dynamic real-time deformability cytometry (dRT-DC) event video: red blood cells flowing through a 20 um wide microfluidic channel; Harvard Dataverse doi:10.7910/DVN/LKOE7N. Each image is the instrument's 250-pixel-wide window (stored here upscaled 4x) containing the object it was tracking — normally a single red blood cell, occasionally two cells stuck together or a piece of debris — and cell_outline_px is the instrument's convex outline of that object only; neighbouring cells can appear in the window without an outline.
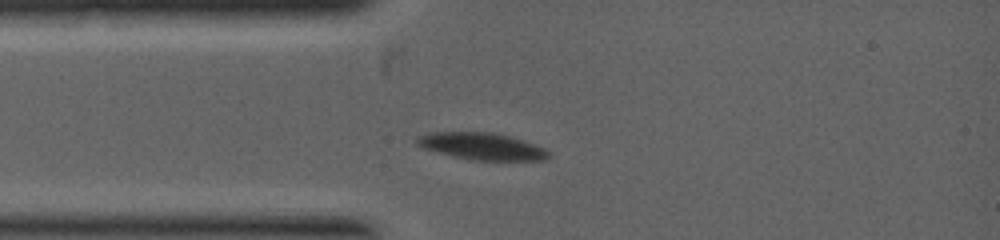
{"species": "common noctule bat (a hibernating species)", "species_latin": "Nyctalus noctula", "temperature_condition": "warm", "stored_images_in_passage": 1, "camera_frame_rate_fps": 5000, "um_per_image_px": 0.085, "animal": {"sex": "female", "body_mass_g": 19.0, "forearm_length_mm": 53.3}, "frame": {"image": 1, "passage_image": 1, "time_ms": 0.0, "image_size_px": [1000, 240], "cell_outline_px": [[552, 156], [544, 160], [472, 160], [452, 156], [424, 148], [416, 144], [416, 136], [432, 132], [492, 132], [512, 136], [544, 148]], "centroid_in_image_um": [40.95, 12.43], "position_along_channel_um": 44.0, "area_um2": 20.69}}